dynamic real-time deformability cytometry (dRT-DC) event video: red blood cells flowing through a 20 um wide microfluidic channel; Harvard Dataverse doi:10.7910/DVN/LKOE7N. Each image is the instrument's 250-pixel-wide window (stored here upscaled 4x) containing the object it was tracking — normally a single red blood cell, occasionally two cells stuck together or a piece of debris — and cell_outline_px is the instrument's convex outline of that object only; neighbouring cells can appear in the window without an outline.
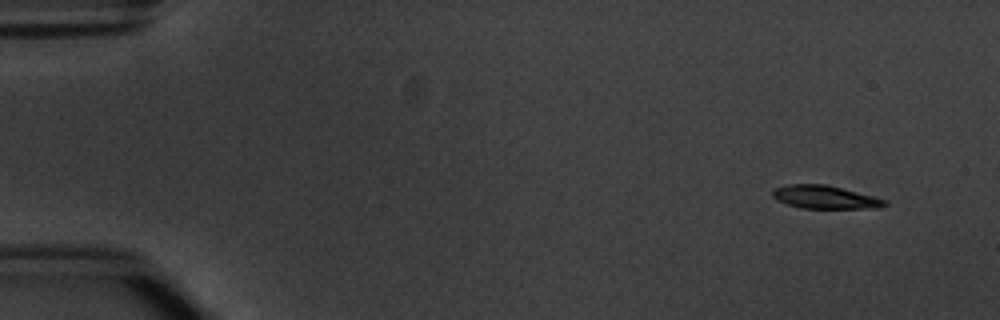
{"species": "common noctule bat (a hibernating species)", "species_latin": "Nyctalus noctula", "temperature_condition": "warm", "stored_images_in_passage": 5, "camera_frame_rate_fps": 3000, "um_per_image_px": 0.085, "animal": {"sex": "male", "body_mass_g": 20.1, "forearm_length_mm": 53.5}, "frame": {"image": 1, "passage_image": 1, "time_ms": 0.0, "image_size_px": [1000, 320], "cell_outline_px": [[888, 204], [876, 208], [800, 208], [788, 204], [772, 196], [772, 188], [788, 184], [828, 184], [888, 200]], "centroid_in_image_um": [70.13, 16.74], "position_along_channel_um": 14.9, "area_um2": 15.14}}
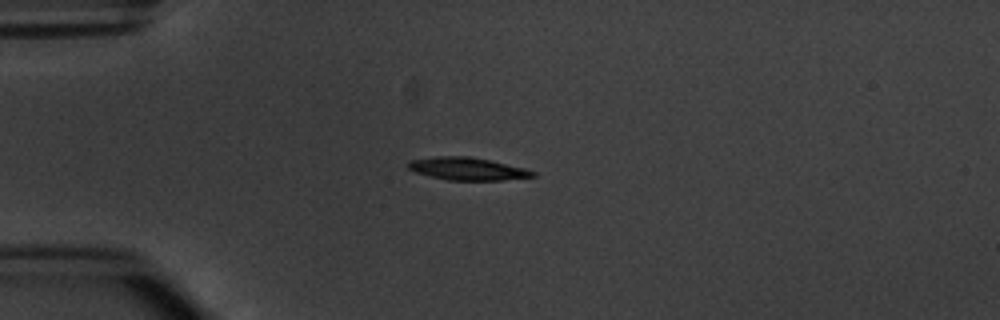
{"frame": {"image": 2, "passage_image": 4, "time_ms": 3.333, "image_size_px": [1000, 320], "cell_outline_px": [[536, 176], [504, 180], [448, 180], [416, 172], [408, 168], [408, 164], [412, 160], [432, 156], [468, 156], [488, 160], [524, 168], [536, 172]], "centroid_in_image_um": [39.74, 14.34], "position_along_channel_um": 45.3, "area_um2": 16.18}}